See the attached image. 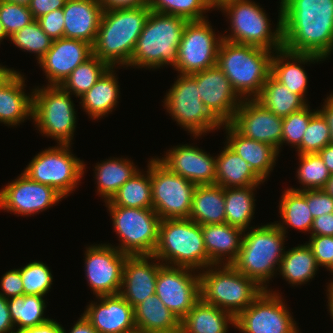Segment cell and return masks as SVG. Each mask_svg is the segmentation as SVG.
<instances>
[{
	"mask_svg": "<svg viewBox=\"0 0 333 333\" xmlns=\"http://www.w3.org/2000/svg\"><path fill=\"white\" fill-rule=\"evenodd\" d=\"M151 10L149 5L104 9L93 47V54L110 67L125 68Z\"/></svg>",
	"mask_w": 333,
	"mask_h": 333,
	"instance_id": "2",
	"label": "cell"
},
{
	"mask_svg": "<svg viewBox=\"0 0 333 333\" xmlns=\"http://www.w3.org/2000/svg\"><path fill=\"white\" fill-rule=\"evenodd\" d=\"M299 166L296 177L301 188H289L294 191L324 189L331 177V173L323 162L319 153L298 154Z\"/></svg>",
	"mask_w": 333,
	"mask_h": 333,
	"instance_id": "43",
	"label": "cell"
},
{
	"mask_svg": "<svg viewBox=\"0 0 333 333\" xmlns=\"http://www.w3.org/2000/svg\"><path fill=\"white\" fill-rule=\"evenodd\" d=\"M274 51L223 39L217 65L242 99H255L271 74Z\"/></svg>",
	"mask_w": 333,
	"mask_h": 333,
	"instance_id": "4",
	"label": "cell"
},
{
	"mask_svg": "<svg viewBox=\"0 0 333 333\" xmlns=\"http://www.w3.org/2000/svg\"><path fill=\"white\" fill-rule=\"evenodd\" d=\"M163 100V106L172 120L194 139L222 126L201 101L197 81L191 75L178 73Z\"/></svg>",
	"mask_w": 333,
	"mask_h": 333,
	"instance_id": "12",
	"label": "cell"
},
{
	"mask_svg": "<svg viewBox=\"0 0 333 333\" xmlns=\"http://www.w3.org/2000/svg\"><path fill=\"white\" fill-rule=\"evenodd\" d=\"M155 294L181 321L201 299L199 272L163 265L158 271Z\"/></svg>",
	"mask_w": 333,
	"mask_h": 333,
	"instance_id": "17",
	"label": "cell"
},
{
	"mask_svg": "<svg viewBox=\"0 0 333 333\" xmlns=\"http://www.w3.org/2000/svg\"><path fill=\"white\" fill-rule=\"evenodd\" d=\"M4 39H9V37L6 35V32H5V30H4V28H3V25H2V23H1V21H0V44H1V42L4 40Z\"/></svg>",
	"mask_w": 333,
	"mask_h": 333,
	"instance_id": "66",
	"label": "cell"
},
{
	"mask_svg": "<svg viewBox=\"0 0 333 333\" xmlns=\"http://www.w3.org/2000/svg\"><path fill=\"white\" fill-rule=\"evenodd\" d=\"M276 28L272 25L266 11L254 0H236L224 5L220 11L230 22L229 34L223 39L239 44L252 45L277 51L283 48L282 3L280 2ZM231 31V32H230Z\"/></svg>",
	"mask_w": 333,
	"mask_h": 333,
	"instance_id": "7",
	"label": "cell"
},
{
	"mask_svg": "<svg viewBox=\"0 0 333 333\" xmlns=\"http://www.w3.org/2000/svg\"><path fill=\"white\" fill-rule=\"evenodd\" d=\"M72 94L59 85H44L33 89L32 120L45 137L58 144H73L77 127V111Z\"/></svg>",
	"mask_w": 333,
	"mask_h": 333,
	"instance_id": "9",
	"label": "cell"
},
{
	"mask_svg": "<svg viewBox=\"0 0 333 333\" xmlns=\"http://www.w3.org/2000/svg\"><path fill=\"white\" fill-rule=\"evenodd\" d=\"M224 188L222 186L196 185L192 197L189 219L199 225L226 223Z\"/></svg>",
	"mask_w": 333,
	"mask_h": 333,
	"instance_id": "33",
	"label": "cell"
},
{
	"mask_svg": "<svg viewBox=\"0 0 333 333\" xmlns=\"http://www.w3.org/2000/svg\"><path fill=\"white\" fill-rule=\"evenodd\" d=\"M330 273H331V275H333V268L330 270ZM332 279H333V277H332ZM329 284H333V280L332 281L330 280Z\"/></svg>",
	"mask_w": 333,
	"mask_h": 333,
	"instance_id": "69",
	"label": "cell"
},
{
	"mask_svg": "<svg viewBox=\"0 0 333 333\" xmlns=\"http://www.w3.org/2000/svg\"><path fill=\"white\" fill-rule=\"evenodd\" d=\"M206 1L210 9L215 10V8H217L216 10H220L224 5L230 2H234L236 0H206Z\"/></svg>",
	"mask_w": 333,
	"mask_h": 333,
	"instance_id": "64",
	"label": "cell"
},
{
	"mask_svg": "<svg viewBox=\"0 0 333 333\" xmlns=\"http://www.w3.org/2000/svg\"><path fill=\"white\" fill-rule=\"evenodd\" d=\"M0 288V295L5 299L24 295L20 268H14L5 272L1 277Z\"/></svg>",
	"mask_w": 333,
	"mask_h": 333,
	"instance_id": "53",
	"label": "cell"
},
{
	"mask_svg": "<svg viewBox=\"0 0 333 333\" xmlns=\"http://www.w3.org/2000/svg\"><path fill=\"white\" fill-rule=\"evenodd\" d=\"M318 270L319 266L311 247L304 243L285 251L278 274L282 275L288 284L297 287L312 281Z\"/></svg>",
	"mask_w": 333,
	"mask_h": 333,
	"instance_id": "36",
	"label": "cell"
},
{
	"mask_svg": "<svg viewBox=\"0 0 333 333\" xmlns=\"http://www.w3.org/2000/svg\"><path fill=\"white\" fill-rule=\"evenodd\" d=\"M117 67H110L99 80L81 97L79 104L92 120L108 116L119 103L120 86Z\"/></svg>",
	"mask_w": 333,
	"mask_h": 333,
	"instance_id": "30",
	"label": "cell"
},
{
	"mask_svg": "<svg viewBox=\"0 0 333 333\" xmlns=\"http://www.w3.org/2000/svg\"><path fill=\"white\" fill-rule=\"evenodd\" d=\"M162 266L163 264L153 255L128 256L123 268L119 294L133 308L154 295L158 271Z\"/></svg>",
	"mask_w": 333,
	"mask_h": 333,
	"instance_id": "23",
	"label": "cell"
},
{
	"mask_svg": "<svg viewBox=\"0 0 333 333\" xmlns=\"http://www.w3.org/2000/svg\"><path fill=\"white\" fill-rule=\"evenodd\" d=\"M258 186L224 188L226 223L243 230L249 227L255 214V190Z\"/></svg>",
	"mask_w": 333,
	"mask_h": 333,
	"instance_id": "39",
	"label": "cell"
},
{
	"mask_svg": "<svg viewBox=\"0 0 333 333\" xmlns=\"http://www.w3.org/2000/svg\"><path fill=\"white\" fill-rule=\"evenodd\" d=\"M318 153L323 159V162L330 171V173L333 174V144H328Z\"/></svg>",
	"mask_w": 333,
	"mask_h": 333,
	"instance_id": "61",
	"label": "cell"
},
{
	"mask_svg": "<svg viewBox=\"0 0 333 333\" xmlns=\"http://www.w3.org/2000/svg\"><path fill=\"white\" fill-rule=\"evenodd\" d=\"M324 190L333 197V174L331 175L330 179L328 180V183Z\"/></svg>",
	"mask_w": 333,
	"mask_h": 333,
	"instance_id": "65",
	"label": "cell"
},
{
	"mask_svg": "<svg viewBox=\"0 0 333 333\" xmlns=\"http://www.w3.org/2000/svg\"><path fill=\"white\" fill-rule=\"evenodd\" d=\"M67 0H30L28 8L34 19H38L51 11L61 9Z\"/></svg>",
	"mask_w": 333,
	"mask_h": 333,
	"instance_id": "54",
	"label": "cell"
},
{
	"mask_svg": "<svg viewBox=\"0 0 333 333\" xmlns=\"http://www.w3.org/2000/svg\"><path fill=\"white\" fill-rule=\"evenodd\" d=\"M299 192L306 198L313 219L333 212V197L324 189Z\"/></svg>",
	"mask_w": 333,
	"mask_h": 333,
	"instance_id": "51",
	"label": "cell"
},
{
	"mask_svg": "<svg viewBox=\"0 0 333 333\" xmlns=\"http://www.w3.org/2000/svg\"><path fill=\"white\" fill-rule=\"evenodd\" d=\"M16 70L7 68L6 65L0 64V85H2Z\"/></svg>",
	"mask_w": 333,
	"mask_h": 333,
	"instance_id": "62",
	"label": "cell"
},
{
	"mask_svg": "<svg viewBox=\"0 0 333 333\" xmlns=\"http://www.w3.org/2000/svg\"><path fill=\"white\" fill-rule=\"evenodd\" d=\"M278 207L282 220H279V222L275 221V224L285 235L288 233V227L299 230V232L310 233L314 219L307 205L306 198L299 191L291 190L288 187L287 189L285 188Z\"/></svg>",
	"mask_w": 333,
	"mask_h": 333,
	"instance_id": "37",
	"label": "cell"
},
{
	"mask_svg": "<svg viewBox=\"0 0 333 333\" xmlns=\"http://www.w3.org/2000/svg\"><path fill=\"white\" fill-rule=\"evenodd\" d=\"M97 195L109 201L118 189L123 186L139 170L129 158L110 157L94 166Z\"/></svg>",
	"mask_w": 333,
	"mask_h": 333,
	"instance_id": "35",
	"label": "cell"
},
{
	"mask_svg": "<svg viewBox=\"0 0 333 333\" xmlns=\"http://www.w3.org/2000/svg\"><path fill=\"white\" fill-rule=\"evenodd\" d=\"M26 78L21 72L15 71L0 85V123L15 127L32 119L33 89L25 93Z\"/></svg>",
	"mask_w": 333,
	"mask_h": 333,
	"instance_id": "28",
	"label": "cell"
},
{
	"mask_svg": "<svg viewBox=\"0 0 333 333\" xmlns=\"http://www.w3.org/2000/svg\"><path fill=\"white\" fill-rule=\"evenodd\" d=\"M149 7L153 12L183 17L188 21L207 19L205 13L210 11L206 0H149Z\"/></svg>",
	"mask_w": 333,
	"mask_h": 333,
	"instance_id": "44",
	"label": "cell"
},
{
	"mask_svg": "<svg viewBox=\"0 0 333 333\" xmlns=\"http://www.w3.org/2000/svg\"><path fill=\"white\" fill-rule=\"evenodd\" d=\"M255 100L281 118L287 117L307 105L299 95L291 92L271 75L267 78Z\"/></svg>",
	"mask_w": 333,
	"mask_h": 333,
	"instance_id": "40",
	"label": "cell"
},
{
	"mask_svg": "<svg viewBox=\"0 0 333 333\" xmlns=\"http://www.w3.org/2000/svg\"><path fill=\"white\" fill-rule=\"evenodd\" d=\"M42 30L52 39L63 38L64 35V12L63 8L51 11L37 19Z\"/></svg>",
	"mask_w": 333,
	"mask_h": 333,
	"instance_id": "52",
	"label": "cell"
},
{
	"mask_svg": "<svg viewBox=\"0 0 333 333\" xmlns=\"http://www.w3.org/2000/svg\"><path fill=\"white\" fill-rule=\"evenodd\" d=\"M121 186L109 200L113 206L153 209L151 186V159L147 171H140Z\"/></svg>",
	"mask_w": 333,
	"mask_h": 333,
	"instance_id": "38",
	"label": "cell"
},
{
	"mask_svg": "<svg viewBox=\"0 0 333 333\" xmlns=\"http://www.w3.org/2000/svg\"><path fill=\"white\" fill-rule=\"evenodd\" d=\"M328 144H330V129L324 116L317 111L311 117L296 153H318Z\"/></svg>",
	"mask_w": 333,
	"mask_h": 333,
	"instance_id": "47",
	"label": "cell"
},
{
	"mask_svg": "<svg viewBox=\"0 0 333 333\" xmlns=\"http://www.w3.org/2000/svg\"><path fill=\"white\" fill-rule=\"evenodd\" d=\"M84 253V272L95 297L119 294L124 264L129 255L110 243L92 244Z\"/></svg>",
	"mask_w": 333,
	"mask_h": 333,
	"instance_id": "16",
	"label": "cell"
},
{
	"mask_svg": "<svg viewBox=\"0 0 333 333\" xmlns=\"http://www.w3.org/2000/svg\"><path fill=\"white\" fill-rule=\"evenodd\" d=\"M157 159L171 172L195 185L216 184V156H211L197 146L179 144Z\"/></svg>",
	"mask_w": 333,
	"mask_h": 333,
	"instance_id": "21",
	"label": "cell"
},
{
	"mask_svg": "<svg viewBox=\"0 0 333 333\" xmlns=\"http://www.w3.org/2000/svg\"><path fill=\"white\" fill-rule=\"evenodd\" d=\"M123 333H146V332L142 331L139 328H134V329H132L130 331H126V332H123Z\"/></svg>",
	"mask_w": 333,
	"mask_h": 333,
	"instance_id": "68",
	"label": "cell"
},
{
	"mask_svg": "<svg viewBox=\"0 0 333 333\" xmlns=\"http://www.w3.org/2000/svg\"><path fill=\"white\" fill-rule=\"evenodd\" d=\"M310 236H333V212L314 218Z\"/></svg>",
	"mask_w": 333,
	"mask_h": 333,
	"instance_id": "55",
	"label": "cell"
},
{
	"mask_svg": "<svg viewBox=\"0 0 333 333\" xmlns=\"http://www.w3.org/2000/svg\"><path fill=\"white\" fill-rule=\"evenodd\" d=\"M10 316L16 330L32 328L47 322L46 299L39 295H21L7 299Z\"/></svg>",
	"mask_w": 333,
	"mask_h": 333,
	"instance_id": "41",
	"label": "cell"
},
{
	"mask_svg": "<svg viewBox=\"0 0 333 333\" xmlns=\"http://www.w3.org/2000/svg\"><path fill=\"white\" fill-rule=\"evenodd\" d=\"M63 198L49 185L32 181L21 173L0 189V209L29 217L55 206Z\"/></svg>",
	"mask_w": 333,
	"mask_h": 333,
	"instance_id": "18",
	"label": "cell"
},
{
	"mask_svg": "<svg viewBox=\"0 0 333 333\" xmlns=\"http://www.w3.org/2000/svg\"><path fill=\"white\" fill-rule=\"evenodd\" d=\"M323 106L321 109H317L326 119L330 129V144H333V96L329 94L326 99H323ZM323 107V108H322Z\"/></svg>",
	"mask_w": 333,
	"mask_h": 333,
	"instance_id": "59",
	"label": "cell"
},
{
	"mask_svg": "<svg viewBox=\"0 0 333 333\" xmlns=\"http://www.w3.org/2000/svg\"><path fill=\"white\" fill-rule=\"evenodd\" d=\"M34 20L28 6L0 0V21L8 37Z\"/></svg>",
	"mask_w": 333,
	"mask_h": 333,
	"instance_id": "49",
	"label": "cell"
},
{
	"mask_svg": "<svg viewBox=\"0 0 333 333\" xmlns=\"http://www.w3.org/2000/svg\"><path fill=\"white\" fill-rule=\"evenodd\" d=\"M292 333H301V331L299 332V328H297L295 331H293Z\"/></svg>",
	"mask_w": 333,
	"mask_h": 333,
	"instance_id": "70",
	"label": "cell"
},
{
	"mask_svg": "<svg viewBox=\"0 0 333 333\" xmlns=\"http://www.w3.org/2000/svg\"><path fill=\"white\" fill-rule=\"evenodd\" d=\"M327 292H326V295H327V303H328V310L330 313L329 315L331 316V318L333 319V284H328L327 286Z\"/></svg>",
	"mask_w": 333,
	"mask_h": 333,
	"instance_id": "63",
	"label": "cell"
},
{
	"mask_svg": "<svg viewBox=\"0 0 333 333\" xmlns=\"http://www.w3.org/2000/svg\"><path fill=\"white\" fill-rule=\"evenodd\" d=\"M187 22L183 17L151 11L126 68L155 70L169 64L174 67Z\"/></svg>",
	"mask_w": 333,
	"mask_h": 333,
	"instance_id": "5",
	"label": "cell"
},
{
	"mask_svg": "<svg viewBox=\"0 0 333 333\" xmlns=\"http://www.w3.org/2000/svg\"><path fill=\"white\" fill-rule=\"evenodd\" d=\"M5 1L14 2V3L25 5V6H28L30 3V0H5Z\"/></svg>",
	"mask_w": 333,
	"mask_h": 333,
	"instance_id": "67",
	"label": "cell"
},
{
	"mask_svg": "<svg viewBox=\"0 0 333 333\" xmlns=\"http://www.w3.org/2000/svg\"><path fill=\"white\" fill-rule=\"evenodd\" d=\"M80 316L68 333H98L83 314ZM62 333H67L64 327Z\"/></svg>",
	"mask_w": 333,
	"mask_h": 333,
	"instance_id": "60",
	"label": "cell"
},
{
	"mask_svg": "<svg viewBox=\"0 0 333 333\" xmlns=\"http://www.w3.org/2000/svg\"><path fill=\"white\" fill-rule=\"evenodd\" d=\"M222 34L216 36L208 19L188 21L178 47L173 67L180 74L192 75L217 65Z\"/></svg>",
	"mask_w": 333,
	"mask_h": 333,
	"instance_id": "14",
	"label": "cell"
},
{
	"mask_svg": "<svg viewBox=\"0 0 333 333\" xmlns=\"http://www.w3.org/2000/svg\"><path fill=\"white\" fill-rule=\"evenodd\" d=\"M110 68L94 54L78 65L60 85L65 91L79 98L86 93Z\"/></svg>",
	"mask_w": 333,
	"mask_h": 333,
	"instance_id": "42",
	"label": "cell"
},
{
	"mask_svg": "<svg viewBox=\"0 0 333 333\" xmlns=\"http://www.w3.org/2000/svg\"><path fill=\"white\" fill-rule=\"evenodd\" d=\"M136 328L146 333H180V320L156 294L134 307Z\"/></svg>",
	"mask_w": 333,
	"mask_h": 333,
	"instance_id": "34",
	"label": "cell"
},
{
	"mask_svg": "<svg viewBox=\"0 0 333 333\" xmlns=\"http://www.w3.org/2000/svg\"><path fill=\"white\" fill-rule=\"evenodd\" d=\"M24 295L47 296L52 287L53 275L41 261H32L20 267Z\"/></svg>",
	"mask_w": 333,
	"mask_h": 333,
	"instance_id": "46",
	"label": "cell"
},
{
	"mask_svg": "<svg viewBox=\"0 0 333 333\" xmlns=\"http://www.w3.org/2000/svg\"><path fill=\"white\" fill-rule=\"evenodd\" d=\"M93 55L90 43L72 38L53 40L51 48L37 62L45 73L47 85H61L70 73Z\"/></svg>",
	"mask_w": 333,
	"mask_h": 333,
	"instance_id": "22",
	"label": "cell"
},
{
	"mask_svg": "<svg viewBox=\"0 0 333 333\" xmlns=\"http://www.w3.org/2000/svg\"><path fill=\"white\" fill-rule=\"evenodd\" d=\"M230 124L244 137L281 150L283 118L266 109L255 99H243Z\"/></svg>",
	"mask_w": 333,
	"mask_h": 333,
	"instance_id": "20",
	"label": "cell"
},
{
	"mask_svg": "<svg viewBox=\"0 0 333 333\" xmlns=\"http://www.w3.org/2000/svg\"><path fill=\"white\" fill-rule=\"evenodd\" d=\"M270 289L263 290L235 317V329L241 333H292L298 328L284 298Z\"/></svg>",
	"mask_w": 333,
	"mask_h": 333,
	"instance_id": "15",
	"label": "cell"
},
{
	"mask_svg": "<svg viewBox=\"0 0 333 333\" xmlns=\"http://www.w3.org/2000/svg\"><path fill=\"white\" fill-rule=\"evenodd\" d=\"M317 111L318 110L316 109H313L312 111V109H310V105L307 104L301 110L284 117L282 124L281 146L286 143L288 146L291 144V148L294 147L297 149L302 142L304 132L308 127L311 117Z\"/></svg>",
	"mask_w": 333,
	"mask_h": 333,
	"instance_id": "48",
	"label": "cell"
},
{
	"mask_svg": "<svg viewBox=\"0 0 333 333\" xmlns=\"http://www.w3.org/2000/svg\"><path fill=\"white\" fill-rule=\"evenodd\" d=\"M99 0H67L63 7L64 38L94 44L103 13Z\"/></svg>",
	"mask_w": 333,
	"mask_h": 333,
	"instance_id": "26",
	"label": "cell"
},
{
	"mask_svg": "<svg viewBox=\"0 0 333 333\" xmlns=\"http://www.w3.org/2000/svg\"><path fill=\"white\" fill-rule=\"evenodd\" d=\"M235 317L200 299L180 321V333H228Z\"/></svg>",
	"mask_w": 333,
	"mask_h": 333,
	"instance_id": "32",
	"label": "cell"
},
{
	"mask_svg": "<svg viewBox=\"0 0 333 333\" xmlns=\"http://www.w3.org/2000/svg\"><path fill=\"white\" fill-rule=\"evenodd\" d=\"M71 144H57L37 153L22 171L32 181L49 185L64 198L81 183L86 164L71 152Z\"/></svg>",
	"mask_w": 333,
	"mask_h": 333,
	"instance_id": "10",
	"label": "cell"
},
{
	"mask_svg": "<svg viewBox=\"0 0 333 333\" xmlns=\"http://www.w3.org/2000/svg\"><path fill=\"white\" fill-rule=\"evenodd\" d=\"M63 326L54 319H49L47 322L27 329L16 330L15 333H62Z\"/></svg>",
	"mask_w": 333,
	"mask_h": 333,
	"instance_id": "57",
	"label": "cell"
},
{
	"mask_svg": "<svg viewBox=\"0 0 333 333\" xmlns=\"http://www.w3.org/2000/svg\"><path fill=\"white\" fill-rule=\"evenodd\" d=\"M306 242L313 252L319 267L330 271L333 268V236H310Z\"/></svg>",
	"mask_w": 333,
	"mask_h": 333,
	"instance_id": "50",
	"label": "cell"
},
{
	"mask_svg": "<svg viewBox=\"0 0 333 333\" xmlns=\"http://www.w3.org/2000/svg\"><path fill=\"white\" fill-rule=\"evenodd\" d=\"M15 331L8 308V301L0 295V333H15Z\"/></svg>",
	"mask_w": 333,
	"mask_h": 333,
	"instance_id": "56",
	"label": "cell"
},
{
	"mask_svg": "<svg viewBox=\"0 0 333 333\" xmlns=\"http://www.w3.org/2000/svg\"><path fill=\"white\" fill-rule=\"evenodd\" d=\"M221 127L226 132L225 143L265 182L276 166L278 150L269 144L244 137L230 123Z\"/></svg>",
	"mask_w": 333,
	"mask_h": 333,
	"instance_id": "27",
	"label": "cell"
},
{
	"mask_svg": "<svg viewBox=\"0 0 333 333\" xmlns=\"http://www.w3.org/2000/svg\"><path fill=\"white\" fill-rule=\"evenodd\" d=\"M9 39L20 50L36 54L37 62L47 53L53 43L36 19L15 32Z\"/></svg>",
	"mask_w": 333,
	"mask_h": 333,
	"instance_id": "45",
	"label": "cell"
},
{
	"mask_svg": "<svg viewBox=\"0 0 333 333\" xmlns=\"http://www.w3.org/2000/svg\"><path fill=\"white\" fill-rule=\"evenodd\" d=\"M286 237L275 222L244 230L241 249L231 265L268 290L267 284L279 272Z\"/></svg>",
	"mask_w": 333,
	"mask_h": 333,
	"instance_id": "3",
	"label": "cell"
},
{
	"mask_svg": "<svg viewBox=\"0 0 333 333\" xmlns=\"http://www.w3.org/2000/svg\"><path fill=\"white\" fill-rule=\"evenodd\" d=\"M96 298L98 301H91L83 315L98 333H123L136 328L134 308L120 294Z\"/></svg>",
	"mask_w": 333,
	"mask_h": 333,
	"instance_id": "24",
	"label": "cell"
},
{
	"mask_svg": "<svg viewBox=\"0 0 333 333\" xmlns=\"http://www.w3.org/2000/svg\"><path fill=\"white\" fill-rule=\"evenodd\" d=\"M163 265L202 271L210 266L201 225L189 218L160 221L153 253Z\"/></svg>",
	"mask_w": 333,
	"mask_h": 333,
	"instance_id": "6",
	"label": "cell"
},
{
	"mask_svg": "<svg viewBox=\"0 0 333 333\" xmlns=\"http://www.w3.org/2000/svg\"><path fill=\"white\" fill-rule=\"evenodd\" d=\"M113 228L119 236L118 246L121 253L129 256L153 255L159 234L160 217L153 209L127 208L113 206L105 202Z\"/></svg>",
	"mask_w": 333,
	"mask_h": 333,
	"instance_id": "11",
	"label": "cell"
},
{
	"mask_svg": "<svg viewBox=\"0 0 333 333\" xmlns=\"http://www.w3.org/2000/svg\"><path fill=\"white\" fill-rule=\"evenodd\" d=\"M103 9L133 8L149 5V0H99Z\"/></svg>",
	"mask_w": 333,
	"mask_h": 333,
	"instance_id": "58",
	"label": "cell"
},
{
	"mask_svg": "<svg viewBox=\"0 0 333 333\" xmlns=\"http://www.w3.org/2000/svg\"><path fill=\"white\" fill-rule=\"evenodd\" d=\"M201 299L236 317L262 293L254 280L232 265H212L199 271Z\"/></svg>",
	"mask_w": 333,
	"mask_h": 333,
	"instance_id": "8",
	"label": "cell"
},
{
	"mask_svg": "<svg viewBox=\"0 0 333 333\" xmlns=\"http://www.w3.org/2000/svg\"><path fill=\"white\" fill-rule=\"evenodd\" d=\"M283 48L326 60L333 54V0H280Z\"/></svg>",
	"mask_w": 333,
	"mask_h": 333,
	"instance_id": "1",
	"label": "cell"
},
{
	"mask_svg": "<svg viewBox=\"0 0 333 333\" xmlns=\"http://www.w3.org/2000/svg\"><path fill=\"white\" fill-rule=\"evenodd\" d=\"M196 81L201 101L221 123H230L243 99L233 89L224 72L215 65L191 75Z\"/></svg>",
	"mask_w": 333,
	"mask_h": 333,
	"instance_id": "19",
	"label": "cell"
},
{
	"mask_svg": "<svg viewBox=\"0 0 333 333\" xmlns=\"http://www.w3.org/2000/svg\"><path fill=\"white\" fill-rule=\"evenodd\" d=\"M153 210L163 219L189 218L196 185L151 157Z\"/></svg>",
	"mask_w": 333,
	"mask_h": 333,
	"instance_id": "13",
	"label": "cell"
},
{
	"mask_svg": "<svg viewBox=\"0 0 333 333\" xmlns=\"http://www.w3.org/2000/svg\"><path fill=\"white\" fill-rule=\"evenodd\" d=\"M216 156V185L223 188L260 186L264 181L225 142Z\"/></svg>",
	"mask_w": 333,
	"mask_h": 333,
	"instance_id": "31",
	"label": "cell"
},
{
	"mask_svg": "<svg viewBox=\"0 0 333 333\" xmlns=\"http://www.w3.org/2000/svg\"><path fill=\"white\" fill-rule=\"evenodd\" d=\"M210 266L231 265L241 249L244 230L227 223L201 225Z\"/></svg>",
	"mask_w": 333,
	"mask_h": 333,
	"instance_id": "29",
	"label": "cell"
},
{
	"mask_svg": "<svg viewBox=\"0 0 333 333\" xmlns=\"http://www.w3.org/2000/svg\"><path fill=\"white\" fill-rule=\"evenodd\" d=\"M322 61L325 60L313 54L294 53L282 48L273 53L270 75L308 104L306 98L308 77L304 66Z\"/></svg>",
	"mask_w": 333,
	"mask_h": 333,
	"instance_id": "25",
	"label": "cell"
}]
</instances>
